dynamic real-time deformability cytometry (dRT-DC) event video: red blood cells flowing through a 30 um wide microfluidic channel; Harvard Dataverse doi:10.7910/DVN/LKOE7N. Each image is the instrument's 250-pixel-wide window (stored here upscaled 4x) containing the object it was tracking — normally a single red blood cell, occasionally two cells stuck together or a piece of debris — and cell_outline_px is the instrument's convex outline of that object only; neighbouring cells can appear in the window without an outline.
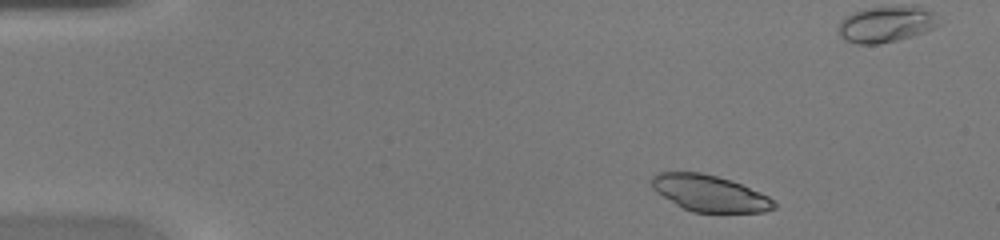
{"species": "common noctule bat (a hibernating species)", "species_latin": "Nyctalus noctula", "temperature_condition": "warm", "stored_images_in_passage": 42, "camera_frame_rate_fps": 3000, "um_per_image_px": 0.085, "animal": {"sex": "female", "body_mass_g": 20.0, "forearm_length_mm": 54.0}, "frame": {"image": 1, "passage_image": 3, "time_ms": 0.667, "image_size_px": [1000, 240], "cell_outline_px": [[776, 208], [764, 212], [692, 212], [676, 204], [656, 192], [652, 188], [652, 176], [660, 172], [700, 172], [732, 180], [760, 192], [768, 196], [776, 204]], "centroid_in_image_um": [60.32, 16.43], "position_along_channel_um": 24.7, "area_um2": 25.78}}
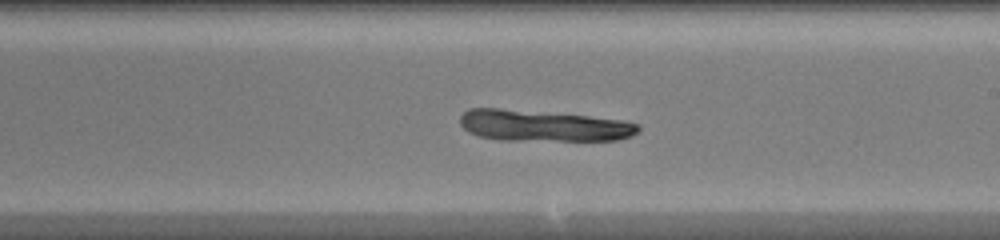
{"frame": {"image": 2, "passage_image": 23, "time_ms": 7.333, "image_size_px": [1000, 240], "cell_outline_px": [[640, 128], [632, 136], [620, 140], [500, 140], [480, 136], [468, 132], [460, 124], [460, 116], [468, 108], [500, 108], [588, 116], [624, 120], [640, 124]], "centroid_in_image_um": [46.18, 10.68], "position_along_channel_um": 242.8, "area_um2": 32.48}}
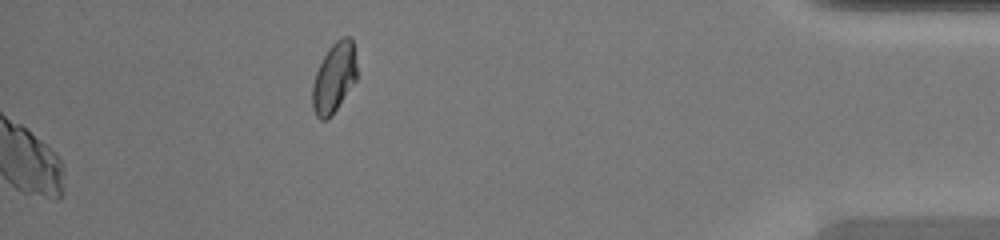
{"frame": {"image": 3, "passage_image": 42, "time_ms": 13.667, "image_size_px": [1000, 240], "cell_outline_px": [[356, 80], [332, 116], [324, 120], [320, 120], [316, 116], [312, 108], [312, 84], [316, 72], [328, 48], [340, 36], [352, 36], [356, 64]], "centroid_in_image_um": [28.39, 6.6], "position_along_channel_um": 406.8, "area_um2": 18.26}}